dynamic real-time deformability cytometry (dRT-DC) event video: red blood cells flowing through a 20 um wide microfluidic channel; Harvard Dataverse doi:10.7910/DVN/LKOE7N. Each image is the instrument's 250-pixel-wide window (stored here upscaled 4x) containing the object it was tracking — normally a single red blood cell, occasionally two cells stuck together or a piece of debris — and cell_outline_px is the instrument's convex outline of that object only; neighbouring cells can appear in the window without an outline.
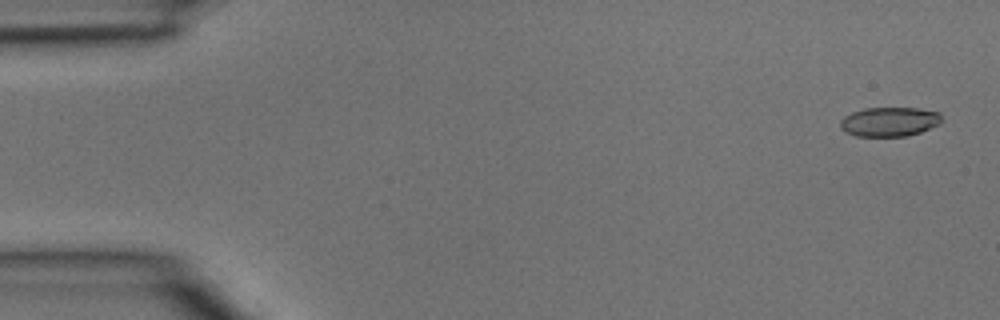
{"species": "common noctule bat (a hibernating species)", "species_latin": "Nyctalus noctula", "temperature_condition": "room temperature", "stored_images_in_passage": 4, "camera_frame_rate_fps": 3000, "um_per_image_px": 0.085, "animal": {"sex": "male", "body_mass_g": 15.6}, "frame": {"image": 1, "passage_image": 1, "time_ms": 0.0, "image_size_px": [1000, 320], "cell_outline_px": [[940, 124], [920, 132], [908, 136], [856, 136], [840, 128], [840, 120], [844, 116], [852, 112], [864, 108], [920, 108], [940, 112]], "centroid_in_image_um": [75.6, 10.34], "position_along_channel_um": 9.4, "area_um2": 17.34}}